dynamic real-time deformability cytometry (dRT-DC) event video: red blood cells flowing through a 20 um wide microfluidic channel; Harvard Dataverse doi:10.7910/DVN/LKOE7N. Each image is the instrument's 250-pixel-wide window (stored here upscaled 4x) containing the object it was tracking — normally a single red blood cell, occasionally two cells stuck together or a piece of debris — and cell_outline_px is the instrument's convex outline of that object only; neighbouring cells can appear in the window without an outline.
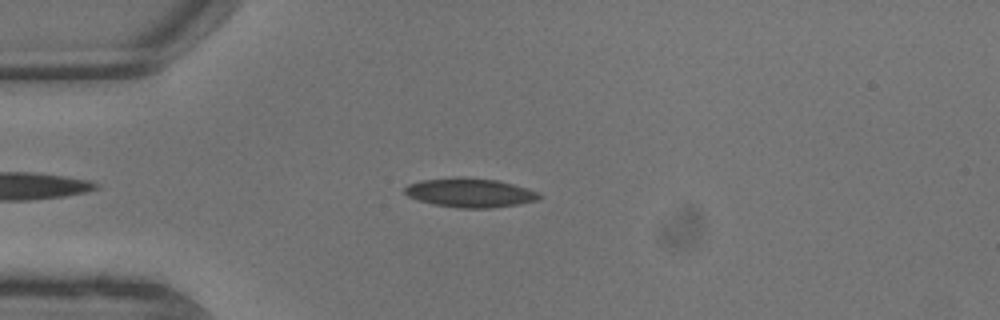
{"species": "common noctule bat (a hibernating species)", "species_latin": "Nyctalus noctula", "temperature_condition": "warm", "stored_images_in_passage": 5, "camera_frame_rate_fps": 3000, "um_per_image_px": 0.085, "animal": {"sex": "male", "body_mass_g": 13.3}, "frame": {"image": 1, "passage_image": 3, "time_ms": 0.667, "image_size_px": [1000, 320], "cell_outline_px": [[544, 196], [536, 200], [516, 204], [492, 208], [460, 208], [432, 204], [408, 196], [404, 192], [404, 188], [408, 184], [420, 180], [452, 176], [464, 176], [500, 180], [540, 192]], "centroid_in_image_um": [39.95, 16.36], "position_along_channel_um": 45.1, "area_um2": 23.18}}
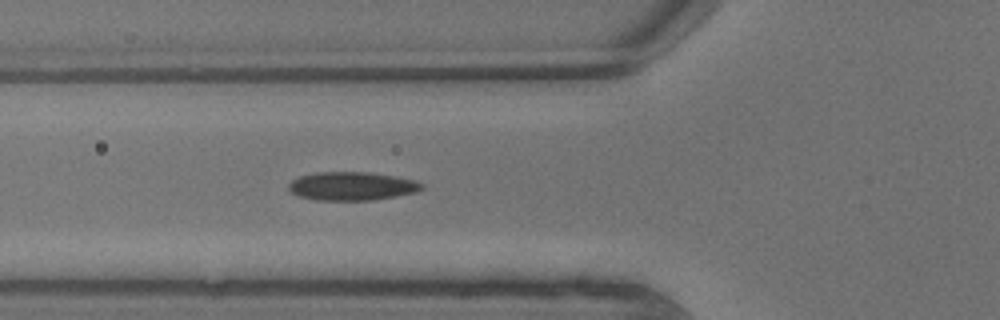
{"frame": {"image": 2, "passage_image": 5, "time_ms": 1.333, "image_size_px": [1000, 320], "cell_outline_px": [[424, 188], [416, 192], [396, 196], [372, 200], [316, 200], [300, 196], [288, 192], [288, 184], [292, 180], [300, 176], [316, 172], [368, 172], [396, 176], [416, 180], [424, 184]], "centroid_in_image_um": [29.91, 15.82], "position_along_channel_um": 95.9, "area_um2": 22.25}}